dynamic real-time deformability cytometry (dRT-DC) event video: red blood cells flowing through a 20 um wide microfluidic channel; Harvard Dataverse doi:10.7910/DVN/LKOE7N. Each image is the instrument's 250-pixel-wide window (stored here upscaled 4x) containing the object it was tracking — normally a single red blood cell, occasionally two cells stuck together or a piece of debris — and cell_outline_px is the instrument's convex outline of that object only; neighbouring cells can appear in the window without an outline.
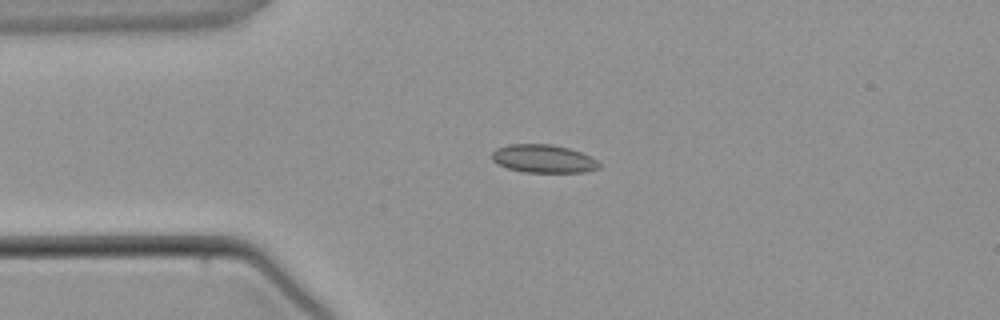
{"species": "common noctule bat (a hibernating species)", "species_latin": "Nyctalus noctula", "temperature_condition": "warm", "stored_images_in_passage": 4, "camera_frame_rate_fps": 3000, "um_per_image_px": 0.085, "animal": {"sex": "male", "body_mass_g": 21.5, "forearm_length_mm": 52.0}, "frame": {"image": 1, "passage_image": 4, "time_ms": 3.667, "image_size_px": [1000, 320], "cell_outline_px": [[600, 168], [588, 172], [524, 172], [508, 168], [492, 160], [492, 152], [496, 148], [508, 144], [552, 144], [568, 148], [580, 152], [596, 160], [600, 164]], "centroid_in_image_um": [46.19, 13.49], "position_along_channel_um": 38.8, "area_um2": 17.51}}